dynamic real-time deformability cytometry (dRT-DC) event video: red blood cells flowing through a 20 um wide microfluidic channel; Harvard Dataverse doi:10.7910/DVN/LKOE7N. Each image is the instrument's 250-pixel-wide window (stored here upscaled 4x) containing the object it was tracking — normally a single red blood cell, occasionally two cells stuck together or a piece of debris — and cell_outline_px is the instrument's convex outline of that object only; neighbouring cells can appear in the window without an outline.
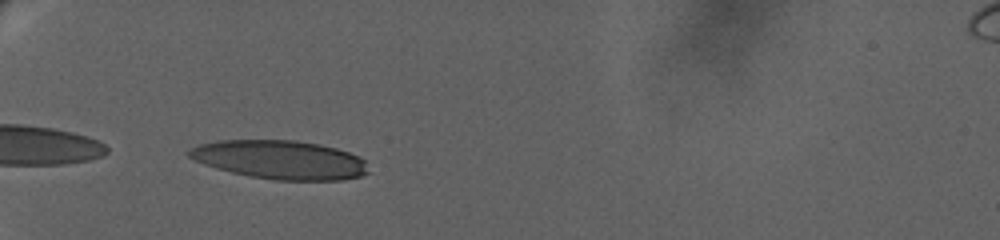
{"species": "human", "species_latin": "Homo sapiens", "temperature_condition": "warm", "stored_images_in_passage": 11, "camera_frame_rate_fps": 3000, "um_per_image_px": 0.085, "donor": {"sex": "female"}, "frame": {"image": 1, "passage_image": 2, "time_ms": 0.333, "image_size_px": [1000, 240], "cell_outline_px": [[368, 172], [360, 176], [340, 180], [276, 180], [252, 176], [232, 172], [216, 168], [204, 164], [188, 156], [188, 152], [192, 148], [200, 144], [220, 140], [292, 140], [320, 144], [336, 148], [360, 156], [364, 160]], "centroid_in_image_um": [23.82, 13.57], "position_along_channel_um": 61.2, "area_um2": 40.11}}
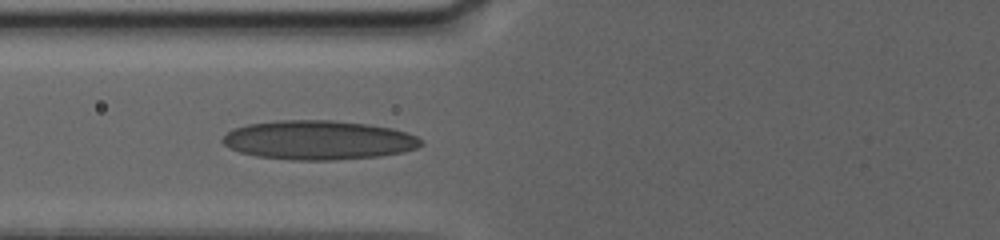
{"frame": {"image": 2, "passage_image": 10, "time_ms": 2.333, "image_size_px": [1000, 240], "cell_outline_px": [[424, 144], [416, 148], [404, 152], [380, 156], [332, 160], [288, 160], [256, 156], [240, 152], [224, 144], [220, 140], [232, 128], [248, 124], [276, 120], [332, 120], [368, 124], [392, 128], [408, 132], [424, 140]], "centroid_in_image_um": [27.09, 11.9], "position_along_channel_um": 98.7, "area_um2": 45.6}}